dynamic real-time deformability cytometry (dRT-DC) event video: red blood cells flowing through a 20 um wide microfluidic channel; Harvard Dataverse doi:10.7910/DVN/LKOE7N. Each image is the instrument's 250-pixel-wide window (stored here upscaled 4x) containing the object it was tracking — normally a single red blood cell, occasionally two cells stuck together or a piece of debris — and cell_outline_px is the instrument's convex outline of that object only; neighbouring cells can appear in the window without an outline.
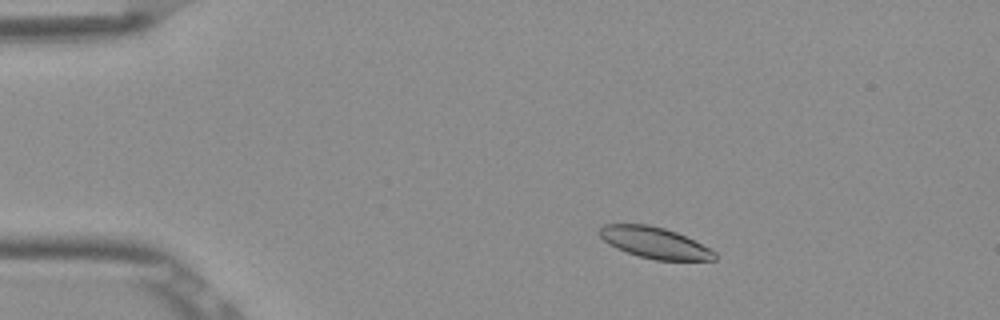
{"species": "Egyptian fruit bat (a non-hibernating species)", "species_latin": "Rousettus aegyptiacus", "temperature_condition": "room temperature", "stored_images_in_passage": 6, "camera_frame_rate_fps": 3000, "um_per_image_px": 0.085, "frame": {"image": 1, "passage_image": 3, "time_ms": 0.667, "image_size_px": [1000, 320], "cell_outline_px": [[716, 260], [656, 260], [640, 256], [616, 248], [608, 244], [596, 232], [604, 224], [648, 224], [664, 228], [676, 232], [716, 252]], "centroid_in_image_um": [55.6, 20.62], "position_along_channel_um": 29.4, "area_um2": 20.69}}
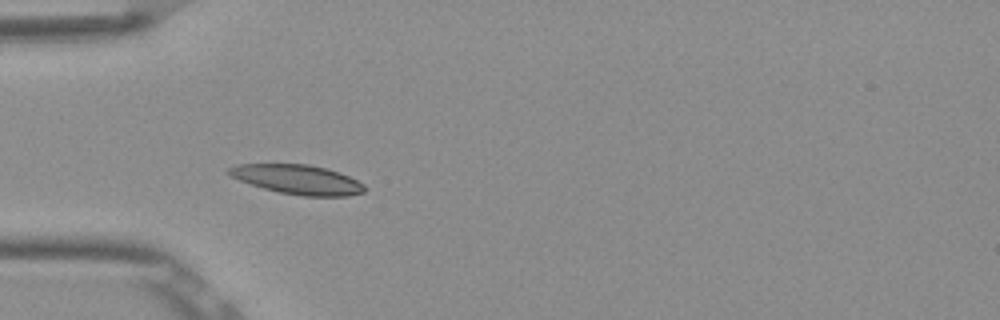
{"frame": {"image": 2, "passage_image": 5, "time_ms": 1.333, "image_size_px": [1000, 320], "cell_outline_px": [[364, 192], [348, 196], [304, 196], [280, 192], [264, 188], [240, 180], [224, 172], [228, 168], [236, 164], [308, 164], [328, 168], [348, 176], [364, 184]], "centroid_in_image_um": [25.29, 15.24], "position_along_channel_um": 59.7, "area_um2": 23.12}}
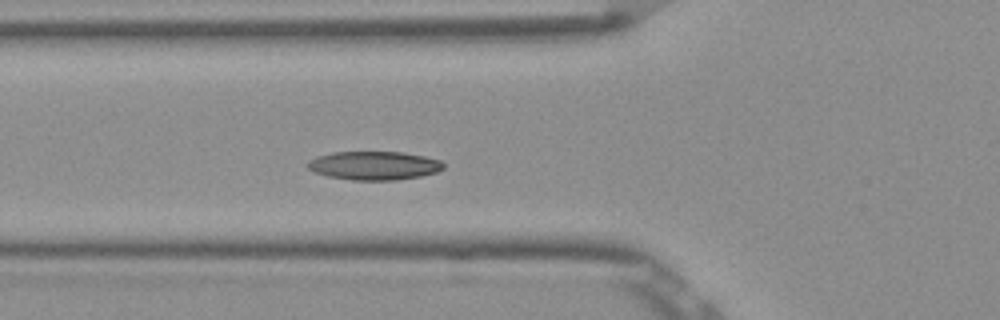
{"frame": {"image": 3, "passage_image": 6, "time_ms": 1.667, "image_size_px": [1000, 320], "cell_outline_px": [[444, 168], [436, 172], [420, 176], [396, 180], [352, 180], [328, 176], [316, 172], [308, 168], [304, 164], [308, 160], [316, 156], [332, 152], [404, 152], [424, 156], [440, 160], [444, 164]], "centroid_in_image_um": [31.77, 14.06], "position_along_channel_um": 94.0, "area_um2": 22.72}}